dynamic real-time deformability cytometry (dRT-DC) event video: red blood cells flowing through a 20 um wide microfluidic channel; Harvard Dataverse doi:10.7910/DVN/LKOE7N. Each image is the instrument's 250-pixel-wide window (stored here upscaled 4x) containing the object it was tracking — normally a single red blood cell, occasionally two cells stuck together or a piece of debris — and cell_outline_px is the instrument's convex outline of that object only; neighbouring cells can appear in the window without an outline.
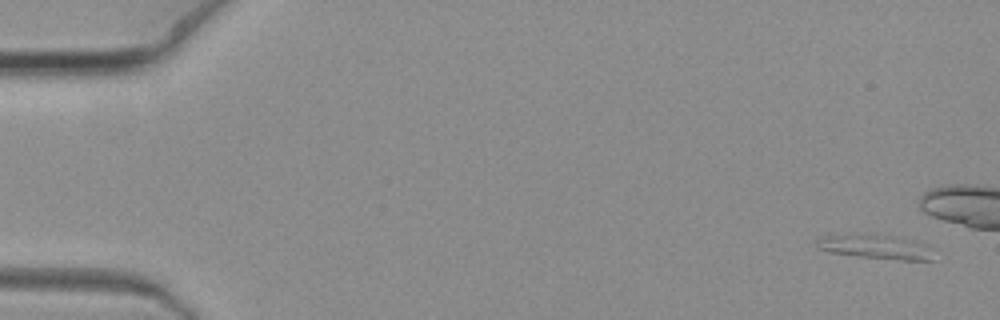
{"species": "common noctule bat (a hibernating species)", "species_latin": "Nyctalus noctula", "temperature_condition": "warm", "stored_images_in_passage": 8, "camera_frame_rate_fps": 3000, "um_per_image_px": 0.085, "animal": {"sex": "female", "body_mass_g": 19.3, "forearm_length_mm": 54.1}, "frame": {"image": 1, "passage_image": 1, "time_ms": 0.0, "image_size_px": [1000, 320], "cell_outline_px": [[936, 260], [900, 260], [860, 256], [828, 252], [816, 248], [816, 236], [860, 232], [892, 236], [924, 244]], "centroid_in_image_um": [74.27, 20.95], "position_along_channel_um": 10.7, "area_um2": 16.76}}